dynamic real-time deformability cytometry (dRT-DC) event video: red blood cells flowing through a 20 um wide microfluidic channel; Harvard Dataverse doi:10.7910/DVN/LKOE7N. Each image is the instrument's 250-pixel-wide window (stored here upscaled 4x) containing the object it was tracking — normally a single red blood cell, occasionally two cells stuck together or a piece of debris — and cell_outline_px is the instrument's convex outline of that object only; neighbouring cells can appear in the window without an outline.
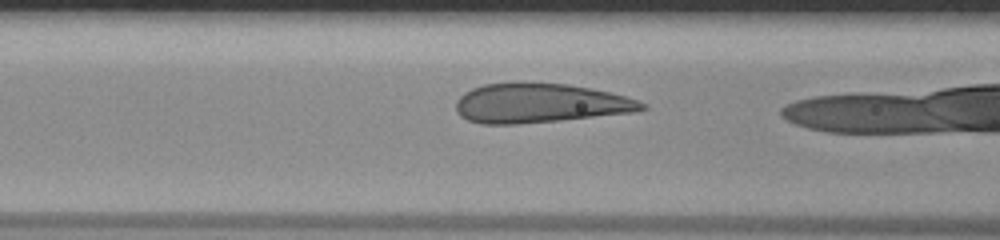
{"species": "human", "species_latin": "Homo sapiens", "temperature_condition": "room temperature", "stored_images_in_passage": 5, "camera_frame_rate_fps": 3000, "um_per_image_px": 0.085, "donor": {"sex": "male"}, "frame": {"image": 1, "passage_image": 3, "time_ms": 0.667, "image_size_px": [1000, 240], "cell_outline_px": [[648, 108], [636, 112], [560, 120], [516, 124], [480, 124], [468, 120], [460, 116], [456, 112], [456, 100], [464, 92], [472, 88], [484, 84], [568, 84], [592, 88], [624, 96], [648, 104]], "centroid_in_image_um": [45.89, 8.79], "position_along_channel_um": 120.7, "area_um2": 42.25}}